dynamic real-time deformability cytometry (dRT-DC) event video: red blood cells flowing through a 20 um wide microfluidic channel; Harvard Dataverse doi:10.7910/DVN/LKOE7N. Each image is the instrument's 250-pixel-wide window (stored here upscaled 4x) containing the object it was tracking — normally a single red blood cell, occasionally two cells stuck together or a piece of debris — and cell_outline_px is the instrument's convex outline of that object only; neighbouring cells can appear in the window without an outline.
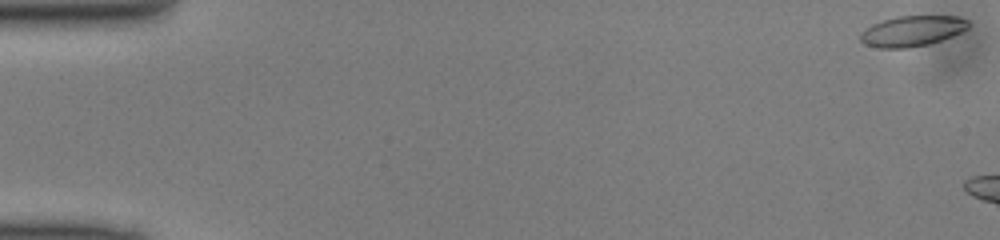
{"species": "common noctule bat (a hibernating species)", "species_latin": "Nyctalus noctula", "temperature_condition": "cold", "stored_images_in_passage": 5, "camera_frame_rate_fps": 3000, "um_per_image_px": 0.085, "animal": {"sex": "male", "body_mass_g": 13.0, "forearm_length_mm": 53.1}, "frame": {"image": 1, "passage_image": 1, "time_ms": 0.0, "image_size_px": [1000, 240], "cell_outline_px": [[968, 28], [952, 36], [928, 44], [908, 48], [880, 48], [864, 44], [860, 40], [860, 32], [872, 24], [896, 16], [956, 16], [968, 20]], "centroid_in_image_um": [77.5, 2.64], "position_along_channel_um": 7.5, "area_um2": 19.13}}